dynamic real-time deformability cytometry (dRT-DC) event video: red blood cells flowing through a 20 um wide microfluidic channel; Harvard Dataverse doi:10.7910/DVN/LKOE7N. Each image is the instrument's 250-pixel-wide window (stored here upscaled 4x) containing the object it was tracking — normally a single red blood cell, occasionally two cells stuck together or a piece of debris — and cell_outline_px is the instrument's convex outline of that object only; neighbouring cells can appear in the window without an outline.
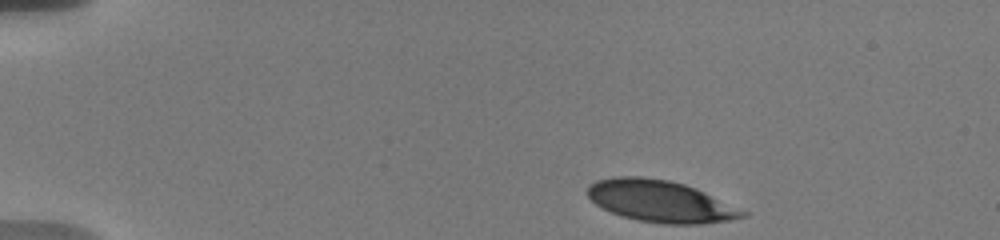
{"species": "human", "species_latin": "Homo sapiens", "temperature_condition": "warm", "stored_images_in_passage": 64, "camera_frame_rate_fps": 3000, "um_per_image_px": 0.085, "donor": {"sex": "male"}, "frame": {"image": 1, "passage_image": 1, "time_ms": 0.0, "image_size_px": [1000, 240], "cell_outline_px": [[748, 212], [744, 216], [728, 220], [700, 224], [664, 224], [636, 220], [612, 212], [596, 204], [588, 196], [588, 184], [596, 180], [612, 176], [640, 176], [668, 180], [684, 184], [696, 188]], "centroid_in_image_um": [56.1, 17.09], "position_along_channel_um": 28.9, "area_um2": 37.51}}
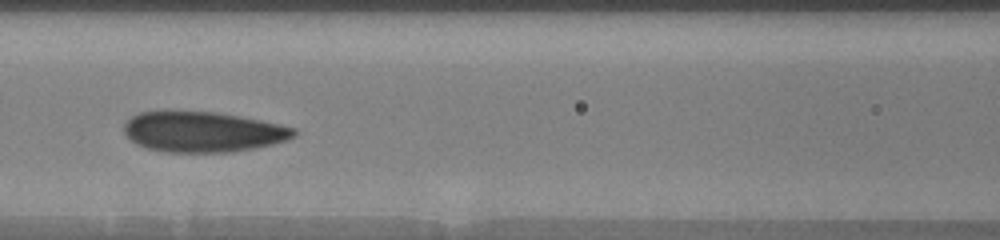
{"frame": {"image": 2, "passage_image": 22, "time_ms": 5.667, "image_size_px": [1000, 240], "cell_outline_px": [[296, 136], [288, 140], [272, 144], [232, 152], [168, 152], [148, 148], [132, 140], [124, 132], [124, 124], [132, 116], [140, 112], [164, 108], [172, 108], [216, 112], [260, 120], [296, 128]], "centroid_in_image_um": [17.21, 11.16], "position_along_channel_um": 149.4, "area_um2": 40.69}}
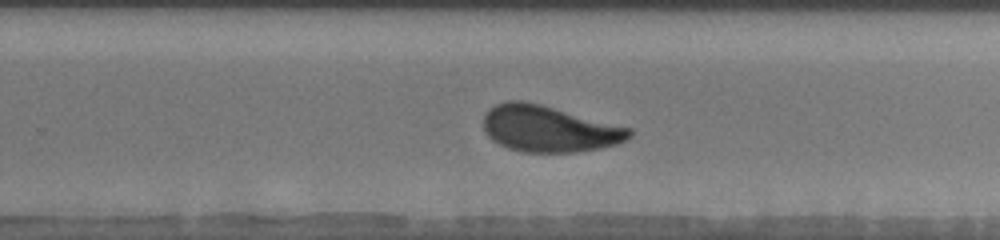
{"frame": {"image": 3, "passage_image": 51, "time_ms": 9.333, "image_size_px": [1000, 240], "cell_outline_px": [[632, 136], [616, 144], [596, 148], [572, 152], [524, 152], [508, 148], [492, 140], [488, 136], [484, 128], [484, 116], [488, 108], [496, 104], [508, 100], [524, 100], [540, 104], [632, 128]], "centroid_in_image_um": [46.63, 10.93], "position_along_channel_um": 283.2, "area_um2": 39.13}}